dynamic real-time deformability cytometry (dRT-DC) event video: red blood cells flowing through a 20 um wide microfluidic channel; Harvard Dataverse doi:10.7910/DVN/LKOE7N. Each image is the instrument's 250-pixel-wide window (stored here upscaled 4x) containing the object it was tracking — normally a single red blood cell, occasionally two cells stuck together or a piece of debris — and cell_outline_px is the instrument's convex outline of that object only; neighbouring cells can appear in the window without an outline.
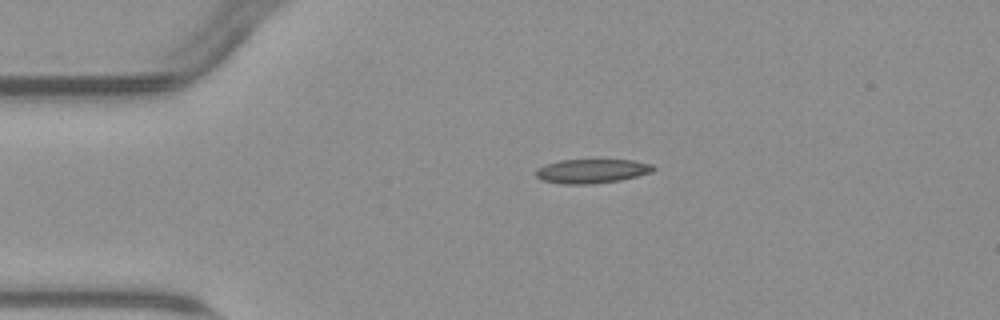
{"species": "common noctule bat (a hibernating species)", "species_latin": "Nyctalus noctula", "temperature_condition": "warm", "stored_images_in_passage": 44, "camera_frame_rate_fps": 3000, "um_per_image_px": 0.085, "animal": {"sex": "male", "body_mass_g": 23.1, "forearm_length_mm": 52.7}, "frame": {"image": 1, "passage_image": 1, "time_ms": 0.0, "image_size_px": [1000, 320], "cell_outline_px": [[656, 168], [652, 172], [620, 180], [592, 184], [560, 184], [544, 180], [536, 176], [536, 168], [544, 164], [560, 160], [632, 160], [652, 164]], "centroid_in_image_um": [50.29, 14.54], "position_along_channel_um": 34.7, "area_um2": 16.53}}
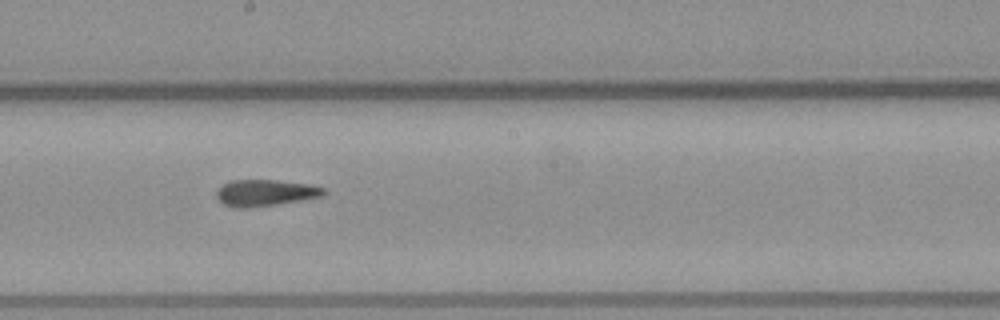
{"frame": {"image": 2, "passage_image": 19, "time_ms": 6.0, "image_size_px": [1000, 320], "cell_outline_px": [[328, 192], [324, 196], [276, 204], [248, 208], [236, 208], [224, 204], [216, 196], [216, 188], [232, 180], [276, 180], [312, 184], [324, 188]], "centroid_in_image_um": [22.57, 16.38], "position_along_channel_um": 225.6, "area_um2": 16.65}}
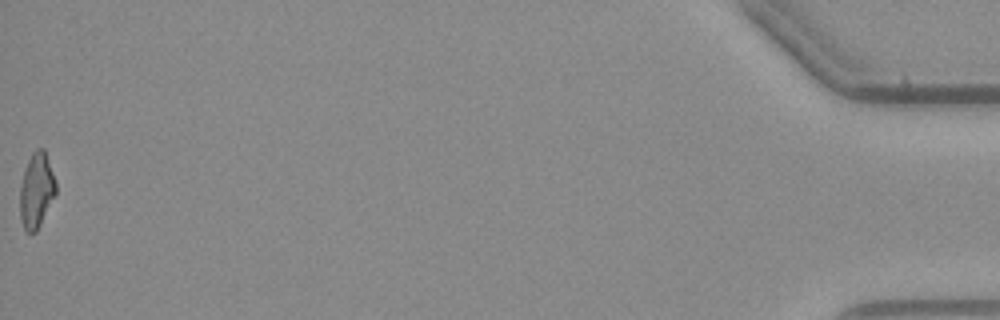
{"frame": {"image": 3, "passage_image": 44, "time_ms": 14.333, "image_size_px": [1000, 320], "cell_outline_px": [[56, 192], [36, 232], [28, 232], [24, 228], [20, 216], [20, 184], [24, 168], [32, 152], [36, 148], [44, 148], [56, 180]], "centroid_in_image_um": [3.09, 16.13], "position_along_channel_um": 432.1, "area_um2": 15.66}, "authors_computed_cell_mechanics": {"area_um2": 16.5308, "velocity_mm_per_s": 3.7962, "shape_relaxation_time_tau1_ms": null, "shape_relaxation_time_tau2_ms": 4.5801, "deformation_change_tau1": null, "deformation_change_tau2": 0.1415}}